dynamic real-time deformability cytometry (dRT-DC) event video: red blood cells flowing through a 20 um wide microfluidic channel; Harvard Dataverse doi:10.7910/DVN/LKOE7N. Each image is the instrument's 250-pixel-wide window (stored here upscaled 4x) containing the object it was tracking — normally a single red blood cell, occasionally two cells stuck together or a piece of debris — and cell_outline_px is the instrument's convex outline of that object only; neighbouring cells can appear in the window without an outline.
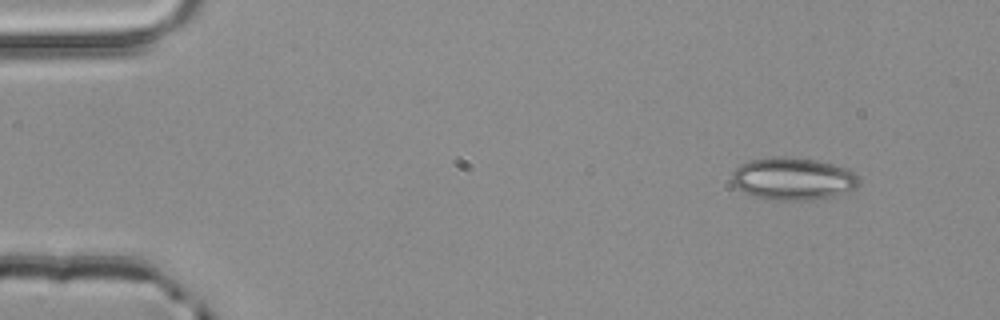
{"species": "common noctule bat (a hibernating species)", "species_latin": "Nyctalus noctula", "temperature_condition": "room temperature", "stored_images_in_passage": 3, "camera_frame_rate_fps": 3000, "um_per_image_px": 0.085, "animal": {"sex": "male", "body_mass_g": 20.4}, "frame": {"image": 1, "passage_image": 1, "time_ms": 0.0, "image_size_px": [1000, 320], "cell_outline_px": [[860, 184], [856, 188], [848, 192], [812, 200], [776, 200], [752, 196], [736, 188], [732, 184], [732, 172], [740, 164], [748, 160], [780, 156], [816, 160], [848, 168], [856, 172], [860, 180]], "centroid_in_image_um": [67.41, 15.19], "position_along_channel_um": 17.6, "area_um2": 31.73}}